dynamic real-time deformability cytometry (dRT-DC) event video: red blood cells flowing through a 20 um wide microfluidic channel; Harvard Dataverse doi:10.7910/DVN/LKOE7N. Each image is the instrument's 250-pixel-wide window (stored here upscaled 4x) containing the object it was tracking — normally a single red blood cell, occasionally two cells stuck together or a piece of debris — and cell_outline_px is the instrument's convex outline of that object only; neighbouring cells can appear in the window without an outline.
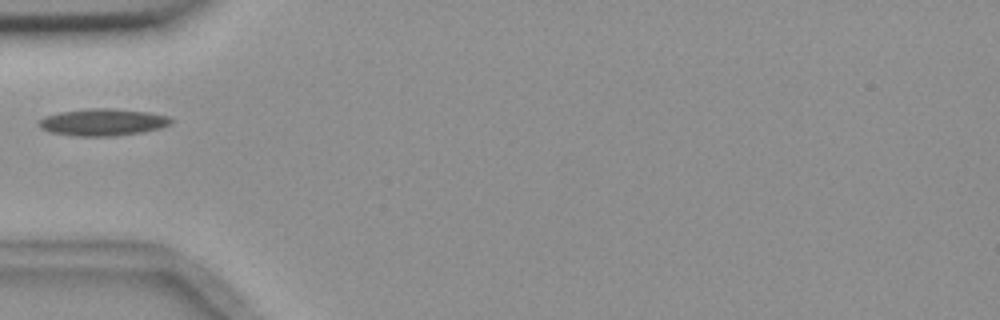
{"species": "common noctule bat (a hibernating species)", "species_latin": "Nyctalus noctula", "temperature_condition": "room temperature", "stored_images_in_passage": 1, "camera_frame_rate_fps": 3000, "um_per_image_px": 0.085, "animal": {"sex": "female", "body_mass_g": 18.4}, "frame": {"image": 1, "passage_image": 1, "time_ms": 0.0, "image_size_px": [1000, 320], "cell_outline_px": [[172, 120], [168, 124], [160, 128], [140, 132], [112, 136], [72, 136], [52, 132], [40, 128], [36, 124], [44, 116], [60, 112], [88, 108], [112, 108], [148, 112], [168, 116]], "centroid_in_image_um": [8.68, 10.38], "position_along_channel_um": 76.3, "area_um2": 20.69}}